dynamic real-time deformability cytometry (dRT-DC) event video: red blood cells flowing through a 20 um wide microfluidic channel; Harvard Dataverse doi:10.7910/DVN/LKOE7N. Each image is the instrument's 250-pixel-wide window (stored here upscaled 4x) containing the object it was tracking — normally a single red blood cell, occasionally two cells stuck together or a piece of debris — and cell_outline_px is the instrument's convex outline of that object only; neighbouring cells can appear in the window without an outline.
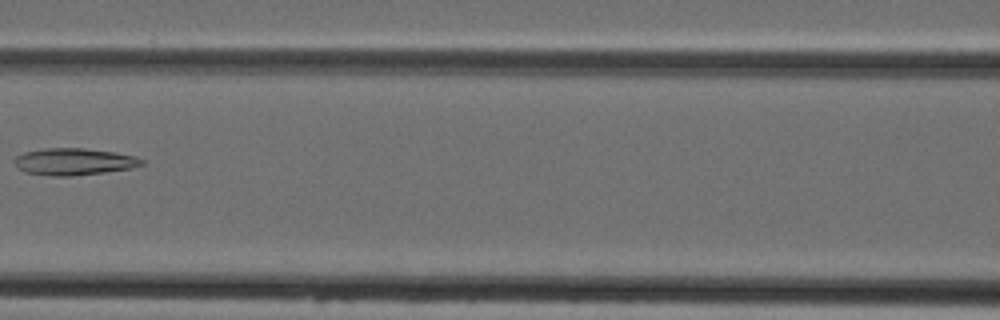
{"species": "Egyptian fruit bat (a non-hibernating species)", "species_latin": "Rousettus aegyptiacus", "temperature_condition": "cold", "stored_images_in_passage": 8, "camera_frame_rate_fps": 3000, "um_per_image_px": 0.085, "animal": {"sex": "female"}, "frame": {"image": 1, "passage_image": 7, "time_ms": 8.333, "image_size_px": [1000, 320], "cell_outline_px": [[144, 164], [132, 168], [104, 172], [72, 176], [48, 176], [24, 172], [12, 160], [16, 156], [24, 152], [44, 148], [84, 148], [112, 152], [136, 156], [144, 160]], "centroid_in_image_um": [6.27, 13.74], "position_along_channel_um": 160.3, "area_um2": 20.0}}
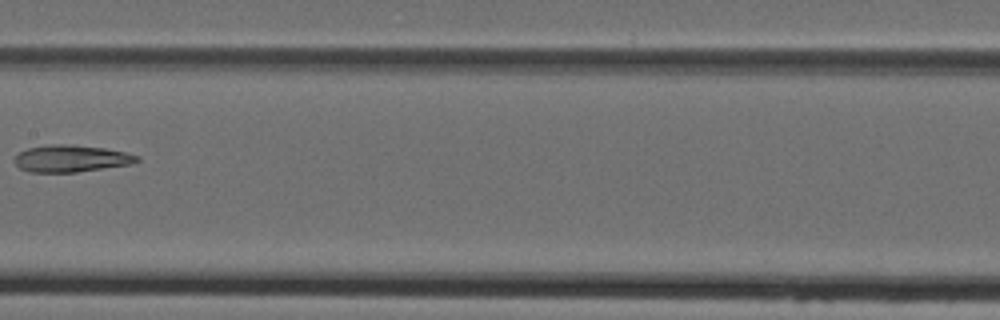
{"frame": {"image": 2, "passage_image": 8, "time_ms": 9.333, "image_size_px": [1000, 320], "cell_outline_px": [[140, 160], [132, 164], [76, 172], [28, 172], [20, 168], [12, 160], [20, 152], [28, 148], [48, 144], [72, 144], [104, 148], [124, 152], [140, 156]], "centroid_in_image_um": [6.04, 13.47], "position_along_channel_um": 201.4, "area_um2": 19.31}}